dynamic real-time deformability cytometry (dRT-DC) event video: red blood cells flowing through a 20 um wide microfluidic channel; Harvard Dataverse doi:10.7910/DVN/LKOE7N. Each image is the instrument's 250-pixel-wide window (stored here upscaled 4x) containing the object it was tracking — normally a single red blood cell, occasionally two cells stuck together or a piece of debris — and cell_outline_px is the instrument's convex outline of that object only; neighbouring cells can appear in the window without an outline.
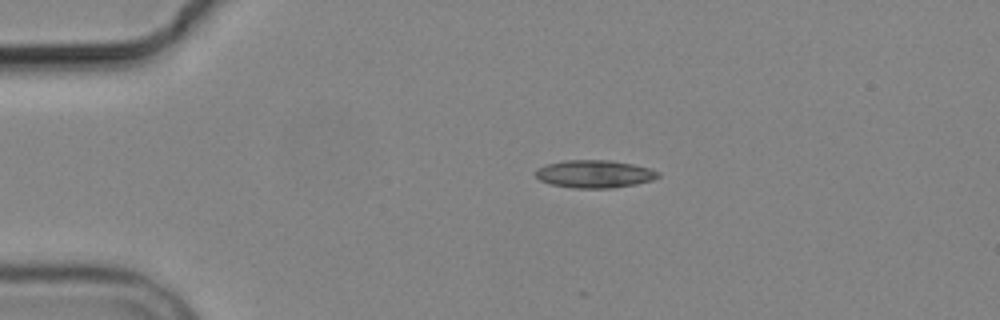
{"species": "common noctule bat (a hibernating species)", "species_latin": "Nyctalus noctula", "temperature_condition": "cold", "stored_images_in_passage": 4, "camera_frame_rate_fps": 3000, "um_per_image_px": 0.085, "animal": {"sex": "male", "body_mass_g": 19.2, "forearm_length_mm": 51.8}, "frame": {"image": 1, "passage_image": 1, "time_ms": 0.0, "image_size_px": [1000, 320], "cell_outline_px": [[660, 176], [652, 180], [636, 184], [612, 188], [572, 188], [548, 184], [540, 180], [536, 176], [536, 168], [548, 164], [564, 160], [608, 160], [632, 164], [648, 168], [660, 172]], "centroid_in_image_um": [50.51, 14.79], "position_along_channel_um": 34.5, "area_um2": 19.83}}
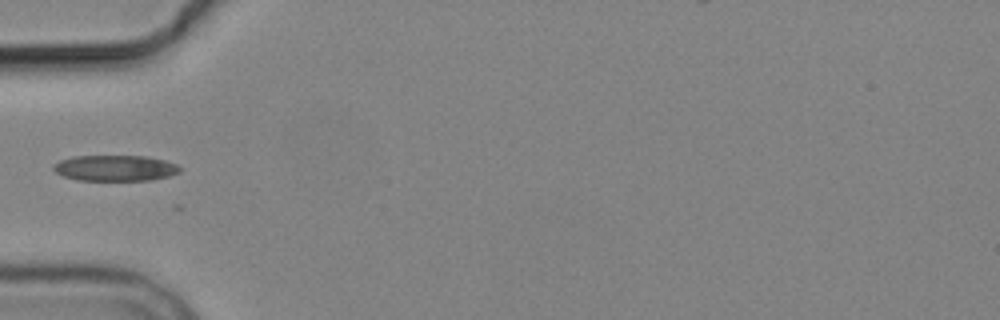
{"frame": {"image": 2, "passage_image": 3, "time_ms": 2.333, "image_size_px": [1000, 320], "cell_outline_px": [[180, 172], [168, 176], [152, 180], [76, 180], [64, 176], [56, 172], [52, 168], [52, 164], [60, 160], [72, 156], [144, 156], [164, 160], [176, 164], [180, 168]], "centroid_in_image_um": [9.75, 14.28], "position_along_channel_um": 75.2, "area_um2": 19.02}}
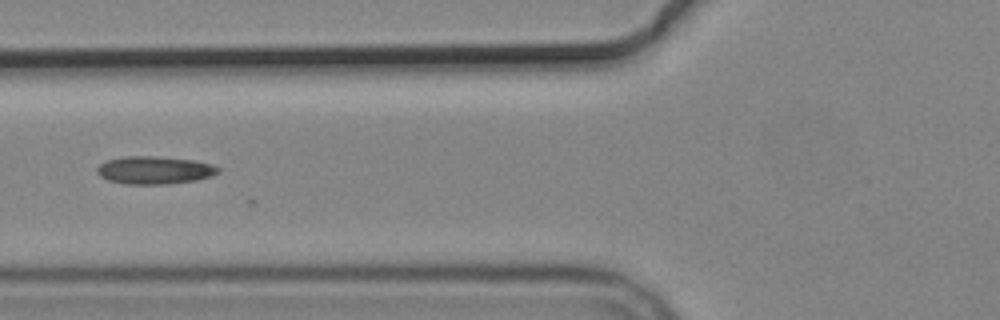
{"frame": {"image": 3, "passage_image": 4, "time_ms": 3.333, "image_size_px": [1000, 320], "cell_outline_px": [[220, 172], [196, 180], [168, 184], [124, 184], [108, 180], [100, 176], [96, 172], [96, 168], [100, 164], [108, 160], [128, 156], [156, 156], [196, 160], [212, 164], [220, 168]], "centroid_in_image_um": [13.13, 14.46], "position_along_channel_um": 112.7, "area_um2": 19.65}}